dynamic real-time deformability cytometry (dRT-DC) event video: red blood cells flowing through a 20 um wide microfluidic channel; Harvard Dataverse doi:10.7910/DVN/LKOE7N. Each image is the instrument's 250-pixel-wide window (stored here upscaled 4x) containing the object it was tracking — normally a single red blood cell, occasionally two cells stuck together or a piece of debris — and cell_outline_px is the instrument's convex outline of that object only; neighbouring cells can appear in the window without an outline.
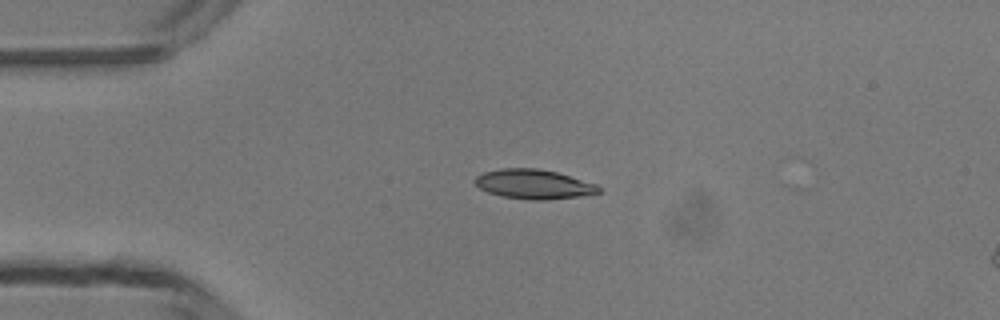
{"species": "common noctule bat (a hibernating species)", "species_latin": "Nyctalus noctula", "temperature_condition": "room temperature", "stored_images_in_passage": 35, "camera_frame_rate_fps": 3000, "um_per_image_px": 0.085, "animal": {"sex": "male", "body_mass_g": 13.3}, "frame": {"image": 1, "passage_image": 1, "time_ms": 0.0, "image_size_px": [1000, 320], "cell_outline_px": [[600, 192], [580, 196], [548, 200], [528, 200], [500, 196], [488, 192], [480, 188], [476, 184], [476, 176], [484, 172], [500, 168], [536, 168], [556, 172], [596, 184], [600, 188]], "centroid_in_image_um": [45.35, 15.66], "position_along_channel_um": 39.6, "area_um2": 21.15}}
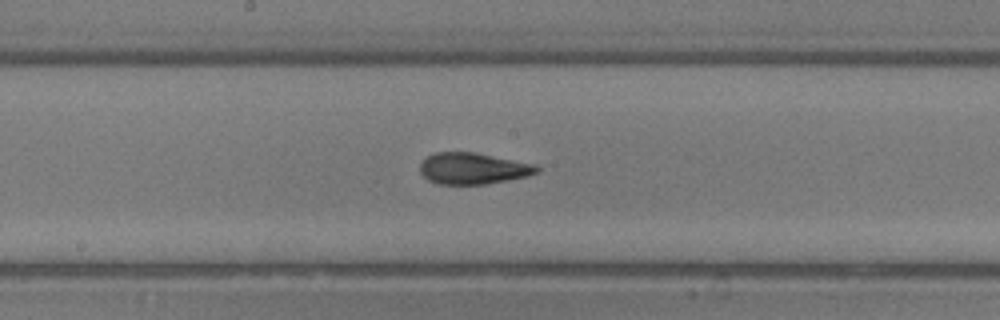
{"frame": {"image": 2, "passage_image": 15, "time_ms": 4.667, "image_size_px": [1000, 320], "cell_outline_px": [[540, 172], [528, 176], [508, 180], [484, 184], [436, 184], [428, 180], [420, 172], [420, 164], [428, 156], [436, 152], [472, 152], [536, 164], [540, 168]], "centroid_in_image_um": [40.23, 14.32], "position_along_channel_um": 208.0, "area_um2": 21.33}}
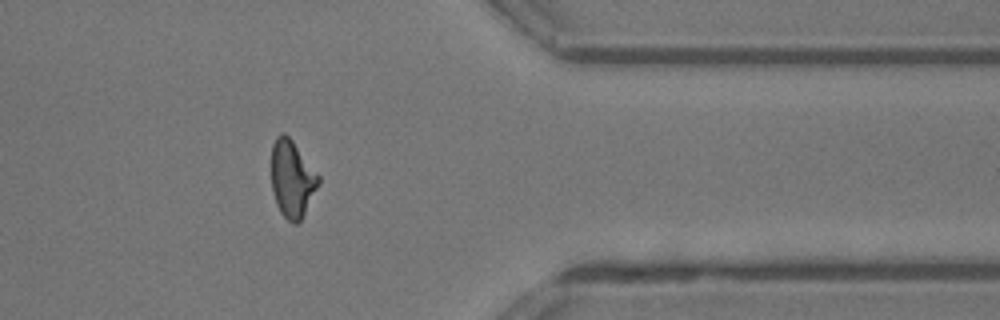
{"frame": {"image": 3, "passage_image": 29, "time_ms": 9.333, "image_size_px": [1000, 320], "cell_outline_px": [[320, 184], [300, 220], [296, 224], [292, 224], [280, 212], [276, 204], [272, 188], [272, 144], [276, 136], [280, 132], [284, 132], [292, 140], [320, 176]], "centroid_in_image_um": [24.83, 15.19], "position_along_channel_um": 386.6, "area_um2": 21.1}, "authors_computed_cell_mechanics": {"area_um2": 21.097, "velocity_mm_per_s": 4.2012, "shape_relaxation_time_tau1_ms": 10.391, "shape_relaxation_time_tau2_ms": 1.3561, "deformation_change_tau1": 0.2989, "deformation_change_tau2": 0.0765}}